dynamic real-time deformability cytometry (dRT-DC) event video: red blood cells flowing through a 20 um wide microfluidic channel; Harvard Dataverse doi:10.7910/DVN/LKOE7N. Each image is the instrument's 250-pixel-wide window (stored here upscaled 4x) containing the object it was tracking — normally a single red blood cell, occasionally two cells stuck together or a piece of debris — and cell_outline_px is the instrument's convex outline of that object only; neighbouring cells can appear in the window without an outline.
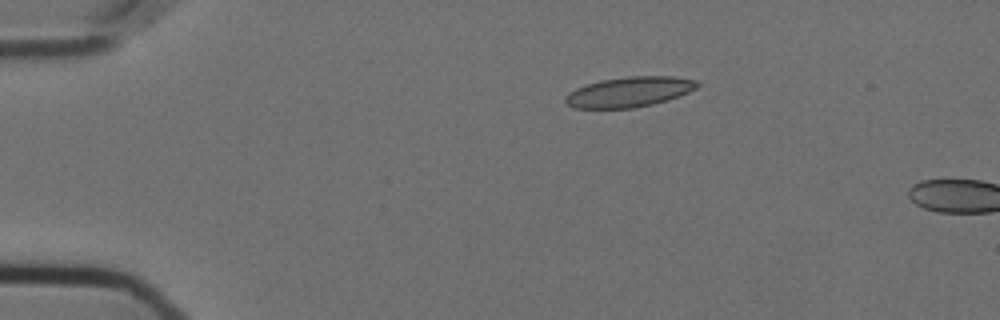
{"species": "Egyptian fruit bat (a non-hibernating species)", "species_latin": "Rousettus aegyptiacus", "temperature_condition": "cold", "stored_images_in_passage": 3, "camera_frame_rate_fps": 3000, "um_per_image_px": 0.085, "animal": {"sex": "female"}, "frame": {"image": 1, "passage_image": 1, "time_ms": 0.0, "image_size_px": [1000, 320], "cell_outline_px": [[700, 84], [696, 88], [688, 92], [668, 100], [652, 104], [632, 108], [572, 108], [564, 100], [564, 96], [576, 88], [600, 80], [628, 76], [676, 76], [700, 80]], "centroid_in_image_um": [53.51, 7.8], "position_along_channel_um": 31.5, "area_um2": 23.29}}